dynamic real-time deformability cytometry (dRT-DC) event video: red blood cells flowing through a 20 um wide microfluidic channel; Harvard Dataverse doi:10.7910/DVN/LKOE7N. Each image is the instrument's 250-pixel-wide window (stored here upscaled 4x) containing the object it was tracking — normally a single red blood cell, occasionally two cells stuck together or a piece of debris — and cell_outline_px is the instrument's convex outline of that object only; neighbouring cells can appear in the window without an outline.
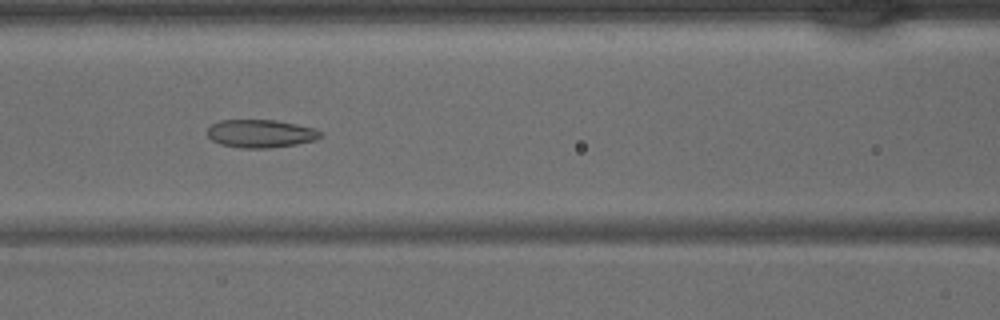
{"species": "common noctule bat (a hibernating species)", "species_latin": "Nyctalus noctula", "temperature_condition": "warm", "stored_images_in_passage": 41, "camera_frame_rate_fps": 3000, "um_per_image_px": 0.085, "animal": {"sex": "male", "body_mass_g": 15.6}, "frame": {"image": 1, "passage_image": 18, "time_ms": 5.667, "image_size_px": [1000, 320], "cell_outline_px": [[324, 136], [316, 140], [296, 144], [268, 148], [240, 148], [220, 144], [212, 140], [208, 136], [208, 128], [212, 124], [220, 120], [276, 120], [316, 128]], "centroid_in_image_um": [22.18, 11.35], "position_along_channel_um": 144.4, "area_um2": 18.55}}
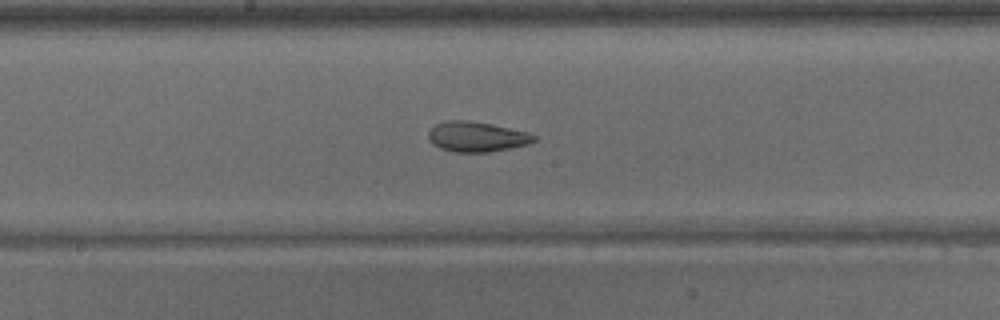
{"frame": {"image": 2, "passage_image": 22, "time_ms": 7.0, "image_size_px": [1000, 320], "cell_outline_px": [[536, 140], [528, 144], [488, 152], [456, 152], [440, 148], [428, 136], [428, 132], [436, 124], [448, 120], [468, 120], [492, 124], [528, 132], [536, 136]], "centroid_in_image_um": [40.55, 11.61], "position_along_channel_um": 207.7, "area_um2": 18.26}}
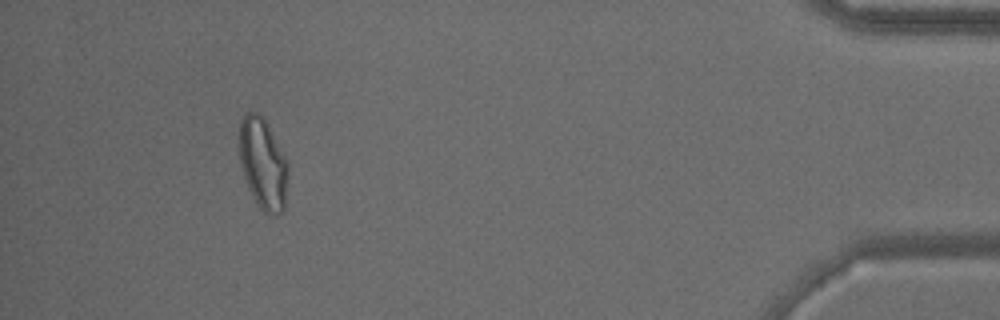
{"frame": {"image": 3, "passage_image": 39, "time_ms": 12.667, "image_size_px": [1000, 320], "cell_outline_px": [[288, 176], [284, 208], [280, 212], [268, 216], [260, 208], [252, 196], [248, 188], [240, 164], [240, 120], [244, 112], [256, 112], [264, 116], [288, 164]], "centroid_in_image_um": [22.35, 13.9], "position_along_channel_um": 412.9, "area_um2": 25.89}}